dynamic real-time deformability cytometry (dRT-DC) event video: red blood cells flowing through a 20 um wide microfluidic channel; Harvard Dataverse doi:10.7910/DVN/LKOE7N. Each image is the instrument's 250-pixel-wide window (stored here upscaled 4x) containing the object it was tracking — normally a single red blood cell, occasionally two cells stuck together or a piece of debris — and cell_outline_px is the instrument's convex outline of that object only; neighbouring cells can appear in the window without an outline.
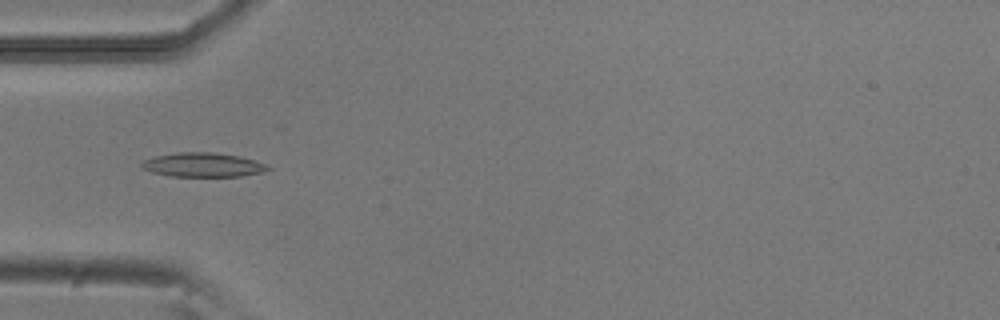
{"species": "common noctule bat (a hibernating species)", "species_latin": "Nyctalus noctula", "temperature_condition": "room temperature", "stored_images_in_passage": 33, "camera_frame_rate_fps": 3000, "um_per_image_px": 0.085, "animal": {"sex": "male", "body_mass_g": 20.5, "forearm_length_mm": 52.5}, "frame": {"image": 1, "passage_image": 7, "time_ms": 2.0, "image_size_px": [1000, 320], "cell_outline_px": [[272, 168], [264, 172], [240, 176], [172, 176], [152, 172], [140, 168], [140, 164], [144, 160], [156, 156], [176, 152], [212, 152], [240, 156], [256, 160]], "centroid_in_image_um": [17.25, 14.01], "position_along_channel_um": 67.8, "area_um2": 17.8}}
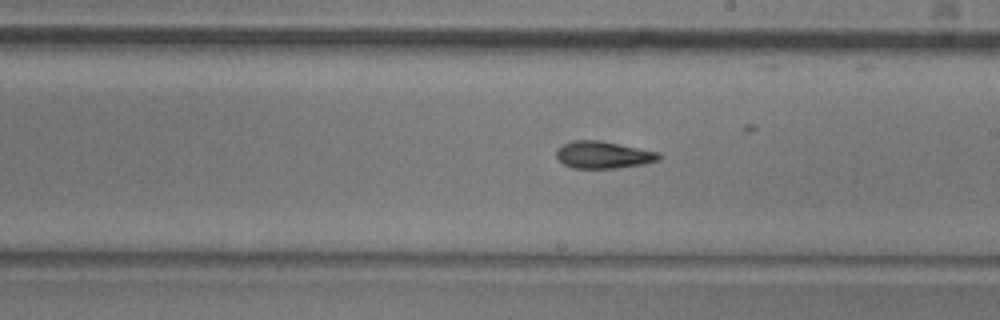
{"frame": {"image": 2, "passage_image": 20, "time_ms": 6.333, "image_size_px": [1000, 320], "cell_outline_px": [[660, 160], [644, 164], [616, 168], [572, 168], [564, 164], [556, 156], [556, 152], [564, 144], [572, 140], [600, 140], [660, 152]], "centroid_in_image_um": [51.31, 13.16], "position_along_channel_um": 237.7, "area_um2": 16.18}}
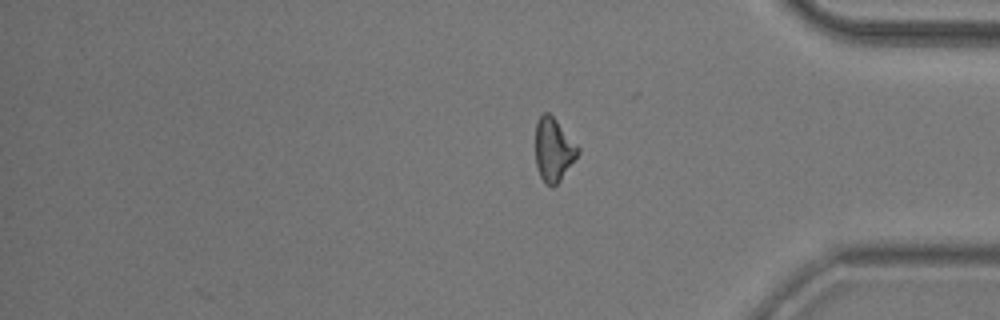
{"frame": {"image": 3, "passage_image": 33, "time_ms": 10.667, "image_size_px": [1000, 320], "cell_outline_px": [[580, 152], [560, 180], [552, 188], [544, 184], [540, 176], [536, 164], [536, 124], [540, 116], [544, 112], [548, 112], [556, 120], [580, 148]], "centroid_in_image_um": [47.05, 12.75], "position_along_channel_um": 388.2, "area_um2": 15.55}, "authors_computed_cell_mechanics": {"area_um2": 16.0684, "velocity_mm_per_s": 3.9045, "shape_relaxation_time_tau1_ms": 6.3191, "shape_relaxation_time_tau2_ms": 2.4855, "deformation_change_tau1": 0.1925, "deformation_change_tau2": 0.0957}}